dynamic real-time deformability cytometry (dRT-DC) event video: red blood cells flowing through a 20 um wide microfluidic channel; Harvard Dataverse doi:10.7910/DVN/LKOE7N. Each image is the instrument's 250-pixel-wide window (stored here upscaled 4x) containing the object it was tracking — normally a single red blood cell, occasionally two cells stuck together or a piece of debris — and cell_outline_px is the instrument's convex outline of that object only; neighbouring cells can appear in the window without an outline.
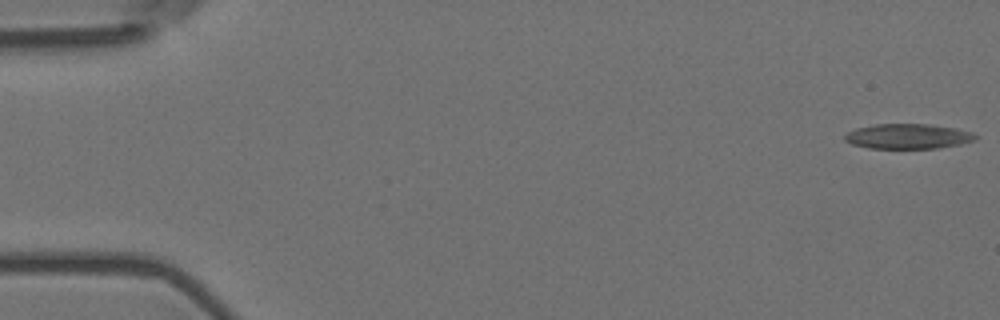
{"species": "Egyptian fruit bat (a non-hibernating species)", "species_latin": "Rousettus aegyptiacus", "temperature_condition": "room temperature", "stored_images_in_passage": 17, "camera_frame_rate_fps": 3000, "um_per_image_px": 0.085, "animal": {"sex": "female"}, "frame": {"image": 1, "passage_image": 1, "time_ms": 0.0, "image_size_px": [1000, 320], "cell_outline_px": [[980, 136], [976, 140], [960, 144], [936, 148], [868, 148], [852, 144], [844, 140], [844, 136], [848, 132], [856, 128], [876, 124], [928, 124], [956, 128], [972, 132]], "centroid_in_image_um": [77.2, 11.58], "position_along_channel_um": 7.8, "area_um2": 19.07}}
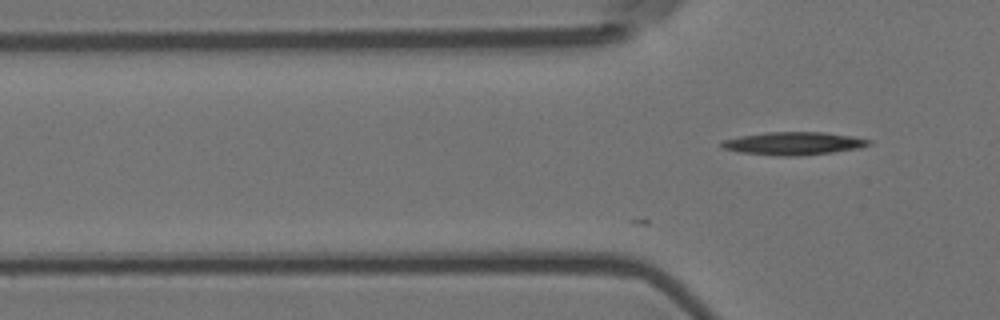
{"frame": {"image": 2, "passage_image": 17, "time_ms": 5.333, "image_size_px": [1000, 320], "cell_outline_px": [[872, 144], [860, 148], [832, 152], [800, 156], [776, 156], [740, 152], [720, 148], [720, 144], [724, 140], [740, 136], [768, 132], [824, 132], [852, 136], [872, 140]], "centroid_in_image_um": [67.46, 12.19], "position_along_channel_um": 58.3, "area_um2": 19.77}}